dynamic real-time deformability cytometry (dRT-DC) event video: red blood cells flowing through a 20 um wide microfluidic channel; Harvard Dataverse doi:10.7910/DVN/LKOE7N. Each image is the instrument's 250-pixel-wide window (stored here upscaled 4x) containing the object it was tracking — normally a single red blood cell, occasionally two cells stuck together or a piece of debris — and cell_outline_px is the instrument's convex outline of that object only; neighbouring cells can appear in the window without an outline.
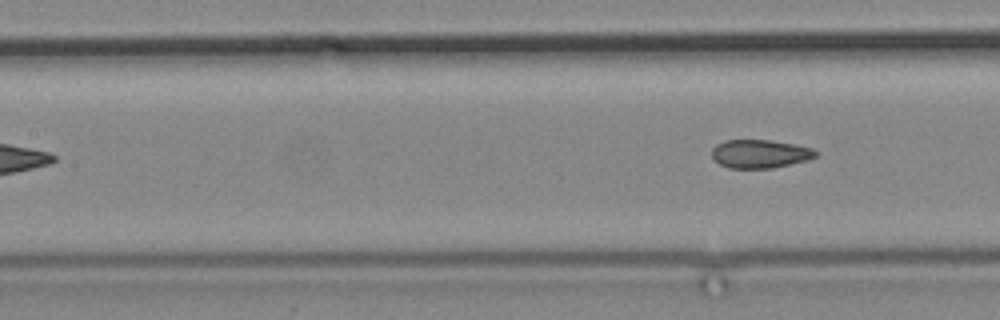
{"species": "common noctule bat (a hibernating species)", "species_latin": "Nyctalus noctula", "temperature_condition": "cold", "stored_images_in_passage": 6, "camera_frame_rate_fps": 3000, "um_per_image_px": 0.085, "animal": {"sex": "male", "body_mass_g": 19.2, "forearm_length_mm": 51.8}, "frame": {"image": 1, "passage_image": 6, "time_ms": 6.0, "image_size_px": [1000, 320], "cell_outline_px": [[820, 152], [816, 156], [808, 160], [772, 168], [728, 168], [720, 164], [712, 156], [712, 148], [716, 144], [724, 140], [772, 140], [812, 148]], "centroid_in_image_um": [64.6, 13.07], "position_along_channel_um": 142.8, "area_um2": 17.22}}